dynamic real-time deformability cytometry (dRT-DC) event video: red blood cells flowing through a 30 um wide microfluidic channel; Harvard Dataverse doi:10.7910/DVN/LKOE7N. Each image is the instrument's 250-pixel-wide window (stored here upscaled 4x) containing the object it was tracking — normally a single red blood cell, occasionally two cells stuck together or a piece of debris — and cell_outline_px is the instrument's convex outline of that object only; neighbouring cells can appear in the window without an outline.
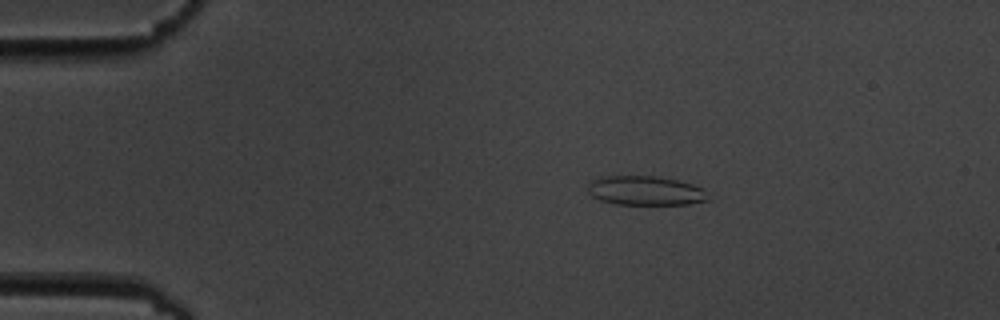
{"species": "common noctule bat (a hibernating species)", "species_latin": "Nyctalus noctula", "temperature_condition": "cold", "stored_images_in_passage": 3, "camera_frame_rate_fps": 3000, "um_per_image_px": 0.085, "animal": {"sex": "male", "body_mass_g": 19.5, "forearm_length_mm": 54.6}, "frame": {"image": 1, "passage_image": 1, "time_ms": 0.0, "image_size_px": [1000, 320], "cell_outline_px": [[708, 200], [688, 204], [616, 204], [600, 200], [592, 196], [588, 192], [588, 184], [592, 180], [600, 176], [656, 176], [676, 180], [692, 184], [700, 188], [704, 192]], "centroid_in_image_um": [54.79, 16.2], "position_along_channel_um": 30.2, "area_um2": 20.29}}